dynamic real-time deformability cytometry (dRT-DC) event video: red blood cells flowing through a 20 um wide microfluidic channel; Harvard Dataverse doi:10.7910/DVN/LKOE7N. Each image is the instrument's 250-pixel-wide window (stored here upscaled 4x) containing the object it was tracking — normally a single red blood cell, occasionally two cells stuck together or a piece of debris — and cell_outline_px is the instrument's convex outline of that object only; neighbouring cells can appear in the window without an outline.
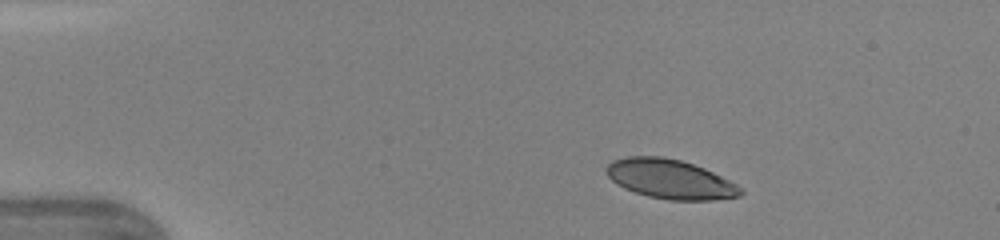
{"species": "human", "species_latin": "Homo sapiens", "temperature_condition": "warm", "stored_images_in_passage": 39, "camera_frame_rate_fps": 3000, "um_per_image_px": 0.085, "donor": {"sex": "female"}, "frame": {"image": 1, "passage_image": 1, "time_ms": 0.0, "image_size_px": [1000, 240], "cell_outline_px": [[744, 192], [740, 196], [712, 200], [668, 200], [648, 196], [624, 188], [616, 184], [608, 176], [604, 168], [612, 160], [628, 156], [664, 156], [680, 160], [704, 168], [736, 184]], "centroid_in_image_um": [56.93, 15.22], "position_along_channel_um": 28.1, "area_um2": 30.69}}
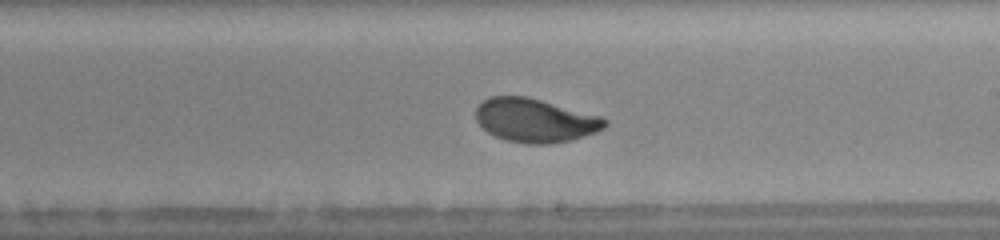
{"frame": {"image": 2, "passage_image": 21, "time_ms": 6.667, "image_size_px": [1000, 240], "cell_outline_px": [[608, 124], [604, 128], [596, 132], [572, 140], [552, 144], [524, 144], [504, 140], [488, 132], [476, 120], [476, 108], [484, 100], [492, 96], [528, 96], [600, 116], [608, 120]], "centroid_in_image_um": [45.5, 10.24], "position_along_channel_um": 243.5, "area_um2": 32.95}}
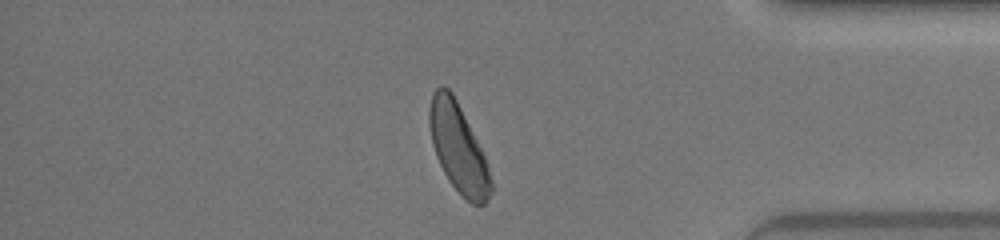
{"frame": {"image": 3, "passage_image": 33, "time_ms": 10.667, "image_size_px": [1000, 240], "cell_outline_px": [[492, 192], [484, 204], [472, 204], [448, 180], [436, 156], [432, 144], [428, 124], [428, 112], [432, 92], [440, 84], [444, 84], [452, 92], [484, 156], [492, 180]], "centroid_in_image_um": [38.91, 12.54], "position_along_channel_um": 396.3, "area_um2": 31.27}, "authors_computed_cell_mechanics": {"area_um2": 32.946, "velocity_mm_per_s": 4.3504, "shape_relaxation_time_tau1_ms": 2.43, "shape_relaxation_time_tau2_ms": 0.7501, "deformation_change_tau1": 0.1461, "deformation_change_tau2": 0.0535}}